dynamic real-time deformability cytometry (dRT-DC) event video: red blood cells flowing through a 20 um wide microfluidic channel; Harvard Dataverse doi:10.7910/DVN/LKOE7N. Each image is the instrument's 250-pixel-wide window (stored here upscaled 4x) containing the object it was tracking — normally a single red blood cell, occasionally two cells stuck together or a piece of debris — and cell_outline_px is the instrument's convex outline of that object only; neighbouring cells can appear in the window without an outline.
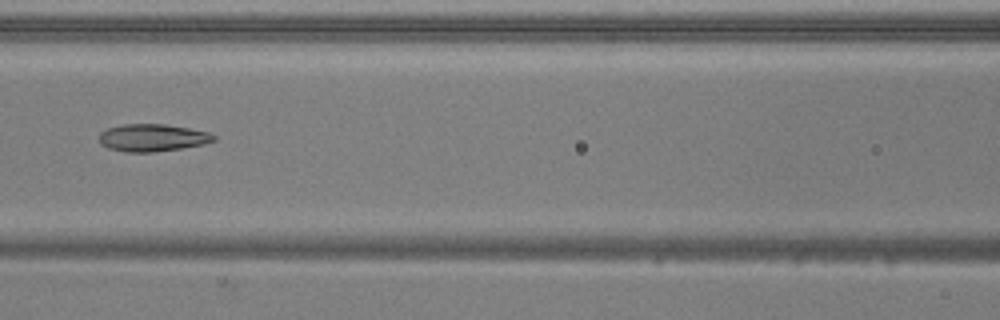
{"species": "common noctule bat (a hibernating species)", "species_latin": "Nyctalus noctula", "temperature_condition": "warm", "stored_images_in_passage": 47, "camera_frame_rate_fps": 3000, "um_per_image_px": 0.085, "animal": {"sex": "male", "body_mass_g": 20.5, "forearm_length_mm": 52.5}, "frame": {"image": 1, "passage_image": 19, "time_ms": 6.0, "image_size_px": [1000, 320], "cell_outline_px": [[216, 140], [204, 144], [180, 148], [152, 152], [128, 152], [108, 148], [100, 144], [100, 132], [108, 128], [124, 124], [164, 124], [188, 128], [208, 132], [216, 136]], "centroid_in_image_um": [12.96, 11.7], "position_along_channel_um": 153.6, "area_um2": 18.15}}
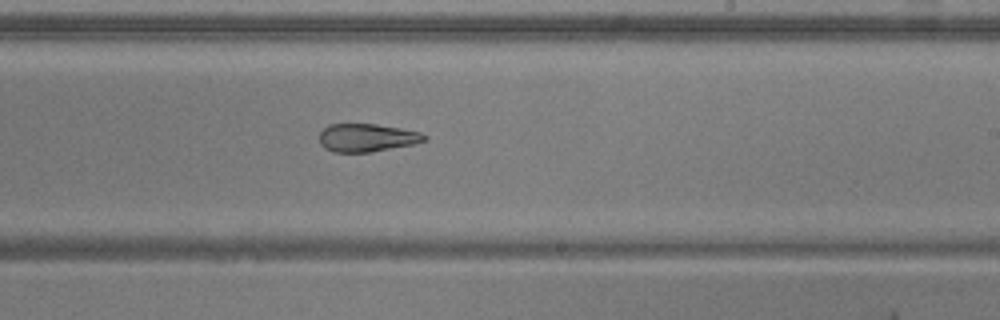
{"frame": {"image": 2, "passage_image": 27, "time_ms": 8.667, "image_size_px": [1000, 320], "cell_outline_px": [[428, 140], [412, 144], [372, 152], [332, 152], [324, 148], [320, 144], [320, 132], [328, 124], [376, 124], [400, 128], [420, 132], [428, 136]], "centroid_in_image_um": [31.18, 11.7], "position_along_channel_um": 257.8, "area_um2": 17.22}}
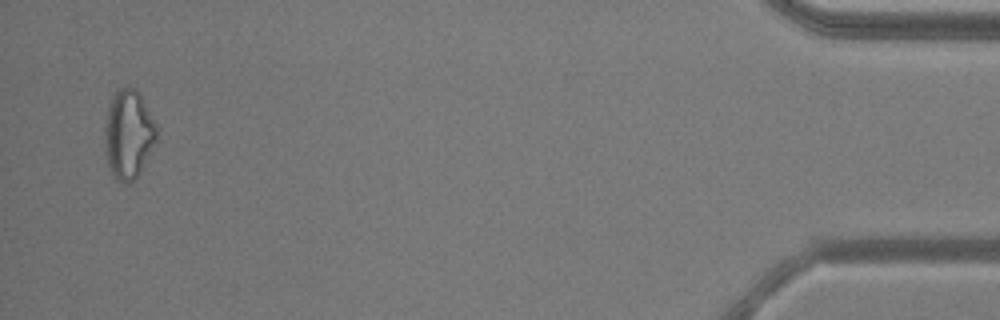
{"frame": {"image": 3, "passage_image": 46, "time_ms": 15.0, "image_size_px": [1000, 320], "cell_outline_px": [[156, 140], [140, 172], [128, 184], [116, 180], [112, 176], [108, 164], [104, 140], [104, 128], [108, 108], [112, 96], [116, 88], [136, 88], [156, 124]], "centroid_in_image_um": [10.89, 11.41], "position_along_channel_um": 424.3, "area_um2": 26.65}, "authors_computed_cell_mechanics": {"area_um2": 20.5768, "velocity_mm_per_s": 3.9149, "shape_relaxation_time_tau1_ms": null, "shape_relaxation_time_tau2_ms": 2.8292, "deformation_change_tau1": null, "deformation_change_tau2": 0.1032}}